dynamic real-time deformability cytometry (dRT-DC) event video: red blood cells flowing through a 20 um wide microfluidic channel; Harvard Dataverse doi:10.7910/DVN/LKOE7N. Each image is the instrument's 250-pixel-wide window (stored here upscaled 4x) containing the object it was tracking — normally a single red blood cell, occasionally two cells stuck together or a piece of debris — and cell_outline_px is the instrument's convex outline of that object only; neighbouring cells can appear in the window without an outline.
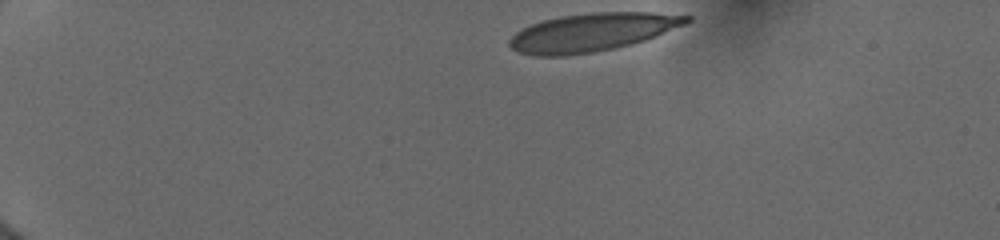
{"species": "human", "species_latin": "Homo sapiens", "temperature_condition": "cold", "stored_images_in_passage": 4, "camera_frame_rate_fps": 3000, "um_per_image_px": 0.085, "donor": {"sex": "female"}, "frame": {"image": 1, "passage_image": 1, "time_ms": 0.0, "image_size_px": [1000, 240], "cell_outline_px": [[692, 20], [684, 24], [644, 40], [612, 48], [592, 52], [564, 56], [532, 56], [520, 52], [512, 48], [508, 44], [508, 40], [520, 28], [544, 20], [560, 16], [592, 12], [652, 12], [692, 16]], "centroid_in_image_um": [50.28, 2.73], "position_along_channel_um": 34.7, "area_um2": 39.02}}
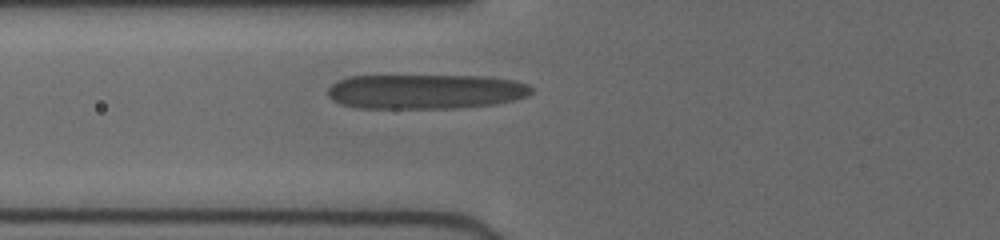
{"frame": {"image": 2, "passage_image": 4, "time_ms": 3.667, "image_size_px": [1000, 240], "cell_outline_px": [[532, 92], [528, 96], [516, 100], [496, 104], [456, 108], [360, 108], [340, 104], [332, 100], [328, 96], [328, 88], [332, 84], [348, 76], [484, 76], [512, 80], [528, 84], [532, 88]], "centroid_in_image_um": [36.18, 7.78], "position_along_channel_um": 89.6, "area_um2": 41.38}}